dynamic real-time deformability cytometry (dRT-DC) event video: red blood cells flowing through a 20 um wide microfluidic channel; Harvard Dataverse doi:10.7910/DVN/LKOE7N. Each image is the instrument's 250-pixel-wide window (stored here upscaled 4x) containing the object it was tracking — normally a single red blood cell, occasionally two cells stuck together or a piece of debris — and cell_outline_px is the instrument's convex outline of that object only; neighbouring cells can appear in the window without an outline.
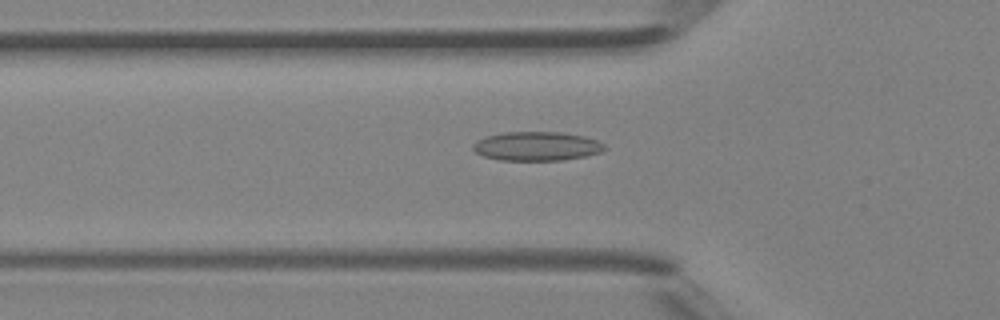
{"species": "Egyptian fruit bat (a non-hibernating species)", "species_latin": "Rousettus aegyptiacus", "temperature_condition": "room temperature", "stored_images_in_passage": 46, "camera_frame_rate_fps": 3000, "um_per_image_px": 0.085, "animal": {"sex": "female"}, "frame": {"image": 1, "passage_image": 16, "time_ms": 5.0, "image_size_px": [1000, 320], "cell_outline_px": [[608, 148], [600, 152], [584, 156], [564, 160], [500, 160], [484, 156], [476, 152], [472, 148], [472, 144], [476, 140], [484, 136], [504, 132], [564, 132], [584, 136], [596, 140], [604, 144]], "centroid_in_image_um": [45.61, 12.42], "position_along_channel_um": 80.2, "area_um2": 22.37}}
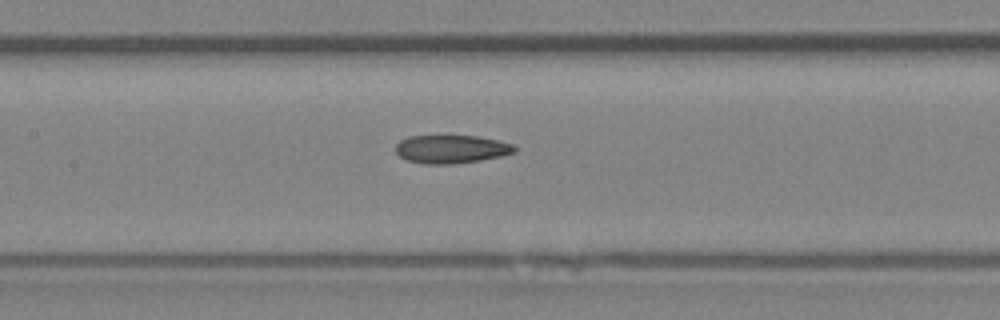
{"frame": {"image": 2, "passage_image": 22, "time_ms": 7.0, "image_size_px": [1000, 320], "cell_outline_px": [[516, 152], [500, 156], [480, 160], [456, 164], [420, 164], [404, 160], [396, 152], [396, 144], [400, 140], [408, 136], [476, 136], [496, 140], [512, 144], [516, 148]], "centroid_in_image_um": [38.31, 12.69], "position_along_channel_um": 169.1, "area_um2": 19.65}}
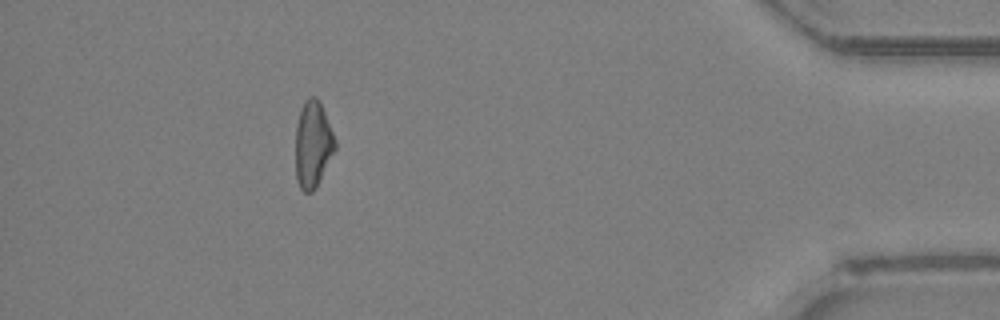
{"frame": {"image": 3, "passage_image": 42, "time_ms": 13.667, "image_size_px": [1000, 320], "cell_outline_px": [[336, 148], [316, 188], [312, 192], [304, 192], [300, 188], [296, 180], [296, 124], [300, 108], [304, 100], [308, 96], [316, 96], [320, 100], [336, 140]], "centroid_in_image_um": [26.59, 12.23], "position_along_channel_um": 408.6, "area_um2": 20.23}, "authors_computed_cell_mechanics": {"area_um2": 20.2589, "velocity_mm_per_s": 4.4499, "shape_relaxation_time_tau1_ms": null, "shape_relaxation_time_tau2_ms": 8.9768, "deformation_change_tau1": null, "deformation_change_tau2": 0.2269}}